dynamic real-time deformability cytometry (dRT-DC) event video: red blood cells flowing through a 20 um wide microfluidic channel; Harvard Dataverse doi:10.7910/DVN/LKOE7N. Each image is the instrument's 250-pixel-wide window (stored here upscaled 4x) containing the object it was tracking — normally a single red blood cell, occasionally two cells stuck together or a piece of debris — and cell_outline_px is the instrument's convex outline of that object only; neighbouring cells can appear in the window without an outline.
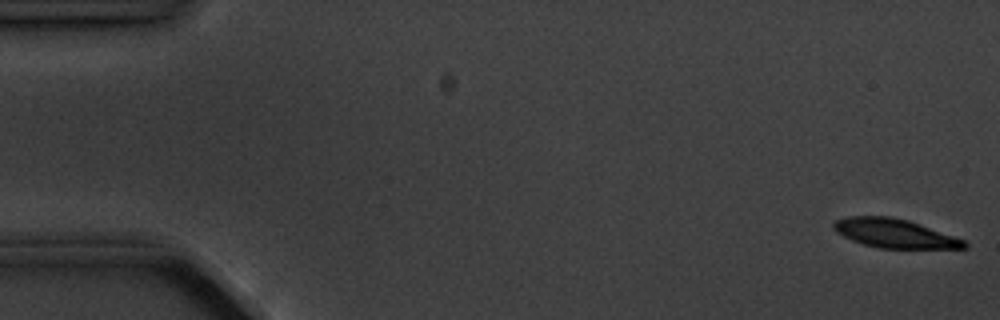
{"species": "common noctule bat (a hibernating species)", "species_latin": "Nyctalus noctula", "temperature_condition": "cold", "stored_images_in_passage": 7, "camera_frame_rate_fps": 3000, "um_per_image_px": 0.085, "animal": {"sex": "male", "body_mass_g": 20.1, "forearm_length_mm": 53.5}, "frame": {"image": 1, "passage_image": 1, "time_ms": 0.0, "image_size_px": [1000, 320], "cell_outline_px": [[968, 248], [880, 248], [864, 244], [852, 240], [836, 232], [832, 228], [832, 224], [836, 220], [848, 216], [892, 216], [908, 220], [964, 240], [968, 244]], "centroid_in_image_um": [76.0, 19.83], "position_along_channel_um": 9.0, "area_um2": 21.79}}